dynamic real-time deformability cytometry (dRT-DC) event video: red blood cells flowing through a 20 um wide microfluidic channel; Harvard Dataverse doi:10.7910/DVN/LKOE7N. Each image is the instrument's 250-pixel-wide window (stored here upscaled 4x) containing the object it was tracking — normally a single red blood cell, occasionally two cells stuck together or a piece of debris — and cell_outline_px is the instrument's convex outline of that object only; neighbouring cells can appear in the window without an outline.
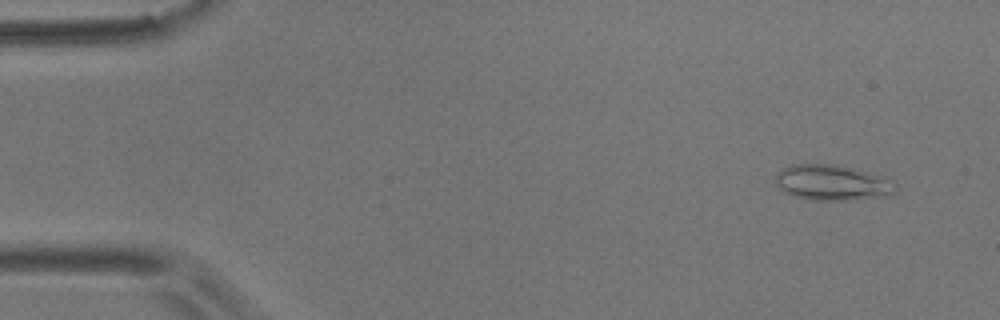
{"species": "common noctule bat (a hibernating species)", "species_latin": "Nyctalus noctula", "temperature_condition": "room temperature", "stored_images_in_passage": 6, "camera_frame_rate_fps": 3000, "um_per_image_px": 0.085, "animal": {"sex": "male", "body_mass_g": 17.9}, "frame": {"image": 1, "passage_image": 2, "time_ms": 1.0, "image_size_px": [1000, 320], "cell_outline_px": [[896, 192], [888, 196], [856, 200], [812, 200], [792, 196], [784, 192], [776, 184], [776, 172], [780, 168], [792, 164], [832, 164], [852, 168], [888, 176], [896, 184]], "centroid_in_image_um": [70.78, 15.53], "position_along_channel_um": 14.2, "area_um2": 25.43}}